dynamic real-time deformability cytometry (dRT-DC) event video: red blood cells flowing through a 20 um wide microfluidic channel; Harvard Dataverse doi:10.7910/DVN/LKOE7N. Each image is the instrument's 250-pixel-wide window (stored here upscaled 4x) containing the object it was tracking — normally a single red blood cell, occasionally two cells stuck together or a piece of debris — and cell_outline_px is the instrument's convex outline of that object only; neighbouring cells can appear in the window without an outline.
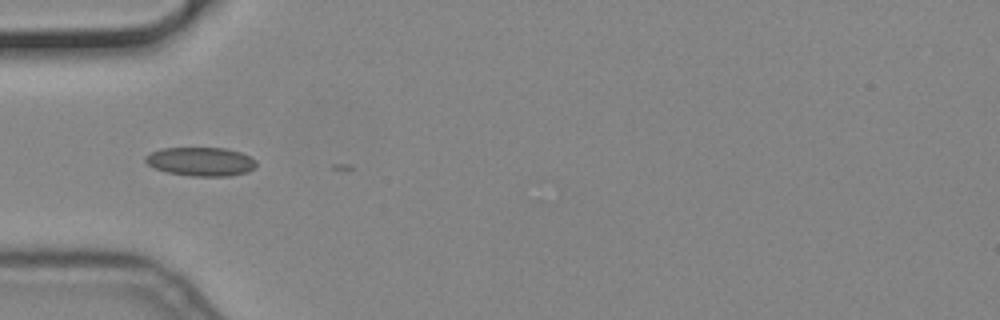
{"species": "common noctule bat (a hibernating species)", "species_latin": "Nyctalus noctula", "temperature_condition": "cold", "stored_images_in_passage": 19, "camera_frame_rate_fps": 3000, "um_per_image_px": 0.085, "animal": {"sex": "male", "body_mass_g": 19.2, "forearm_length_mm": 51.8}, "frame": {"image": 1, "passage_image": 6, "time_ms": 1.667, "image_size_px": [1000, 320], "cell_outline_px": [[256, 168], [248, 172], [228, 176], [192, 176], [168, 172], [156, 168], [148, 164], [144, 160], [144, 156], [160, 148], [224, 148], [240, 152], [256, 160]], "centroid_in_image_um": [17.08, 13.73], "position_along_channel_um": 67.9, "area_um2": 18.55}}